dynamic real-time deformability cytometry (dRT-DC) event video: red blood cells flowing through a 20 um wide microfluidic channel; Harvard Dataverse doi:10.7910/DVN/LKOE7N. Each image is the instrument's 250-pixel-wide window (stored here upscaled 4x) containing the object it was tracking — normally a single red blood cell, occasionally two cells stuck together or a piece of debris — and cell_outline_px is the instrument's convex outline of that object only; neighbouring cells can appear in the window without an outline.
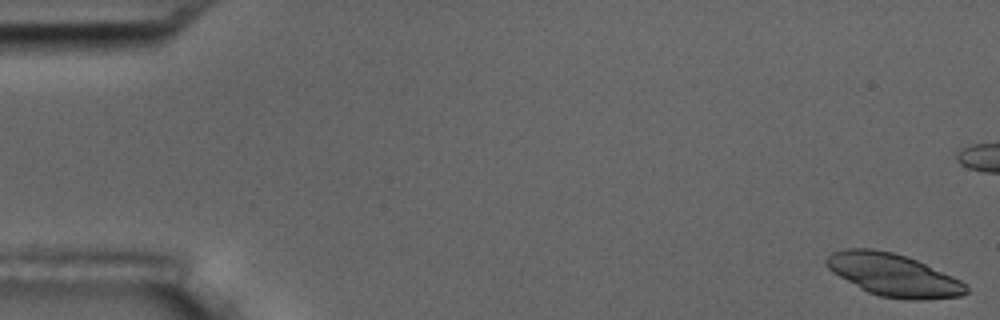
{"species": "common noctule bat (a hibernating species)", "species_latin": "Nyctalus noctula", "temperature_condition": "room temperature", "stored_images_in_passage": 57, "camera_frame_rate_fps": 3000, "um_per_image_px": 0.085, "animal": {"sex": "male", "body_mass_g": 17.5, "forearm_length_mm": 52.3}, "frame": {"image": 1, "passage_image": 1, "time_ms": 0.0, "image_size_px": [1000, 320], "cell_outline_px": [[968, 292], [960, 296], [924, 300], [904, 300], [880, 296], [868, 292], [860, 288], [832, 272], [824, 264], [824, 260], [832, 252], [844, 248], [872, 248], [892, 252], [916, 260], [952, 276], [960, 280], [968, 288]], "centroid_in_image_um": [75.9, 23.37], "position_along_channel_um": 9.1, "area_um2": 34.56}}